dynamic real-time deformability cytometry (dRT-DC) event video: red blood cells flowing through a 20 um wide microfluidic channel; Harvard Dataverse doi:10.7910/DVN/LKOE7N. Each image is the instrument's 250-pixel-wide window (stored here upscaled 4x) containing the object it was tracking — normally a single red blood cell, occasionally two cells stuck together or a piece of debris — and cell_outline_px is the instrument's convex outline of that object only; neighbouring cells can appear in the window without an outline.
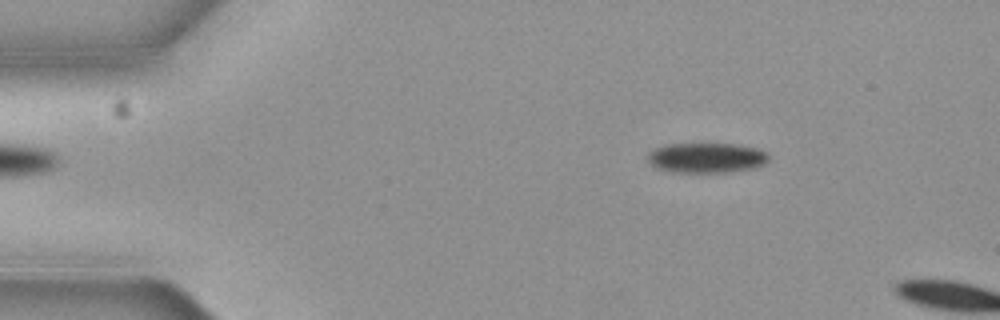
{"species": "common noctule bat (a hibernating species)", "species_latin": "Nyctalus noctula", "temperature_condition": "cold", "stored_images_in_passage": 2, "camera_frame_rate_fps": 3000, "um_per_image_px": 0.085, "animal": {"sex": "female", "body_mass_g": 19.3, "forearm_length_mm": 54.1}, "frame": {"image": 1, "passage_image": 1, "time_ms": 0.0, "image_size_px": [1000, 320], "cell_outline_px": [[768, 160], [764, 164], [756, 168], [728, 172], [672, 172], [656, 168], [648, 160], [648, 156], [656, 148], [668, 144], [732, 144], [756, 148], [768, 152]], "centroid_in_image_um": [60.09, 13.42], "position_along_channel_um": 24.9, "area_um2": 21.04}}